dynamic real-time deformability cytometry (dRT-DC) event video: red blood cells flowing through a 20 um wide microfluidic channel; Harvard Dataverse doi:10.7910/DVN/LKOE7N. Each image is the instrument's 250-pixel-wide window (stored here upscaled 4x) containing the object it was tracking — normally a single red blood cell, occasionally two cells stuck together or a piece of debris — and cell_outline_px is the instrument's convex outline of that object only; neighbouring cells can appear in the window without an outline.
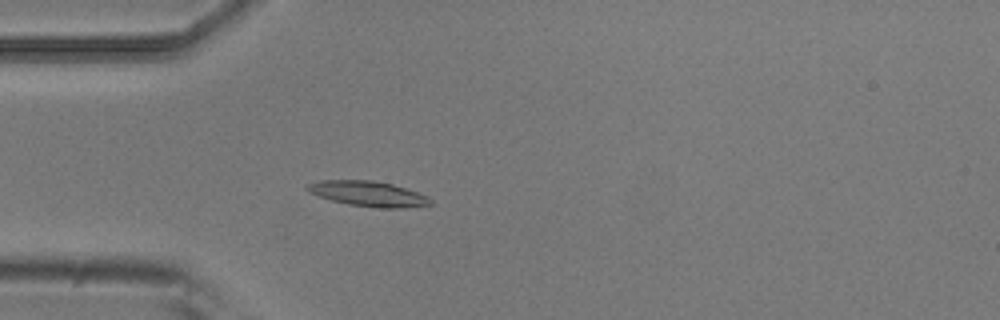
{"species": "common noctule bat (a hibernating species)", "species_latin": "Nyctalus noctula", "temperature_condition": "room temperature", "stored_images_in_passage": 4, "camera_frame_rate_fps": 3000, "um_per_image_px": 0.085, "animal": {"sex": "male", "body_mass_g": 20.5, "forearm_length_mm": 52.5}, "frame": {"image": 1, "passage_image": 4, "time_ms": 1.0, "image_size_px": [1000, 320], "cell_outline_px": [[432, 204], [404, 208], [376, 208], [348, 204], [332, 200], [308, 192], [304, 188], [308, 184], [320, 180], [372, 180], [392, 184], [428, 196], [432, 200]], "centroid_in_image_um": [31.29, 16.47], "position_along_channel_um": 53.7, "area_um2": 18.03}}